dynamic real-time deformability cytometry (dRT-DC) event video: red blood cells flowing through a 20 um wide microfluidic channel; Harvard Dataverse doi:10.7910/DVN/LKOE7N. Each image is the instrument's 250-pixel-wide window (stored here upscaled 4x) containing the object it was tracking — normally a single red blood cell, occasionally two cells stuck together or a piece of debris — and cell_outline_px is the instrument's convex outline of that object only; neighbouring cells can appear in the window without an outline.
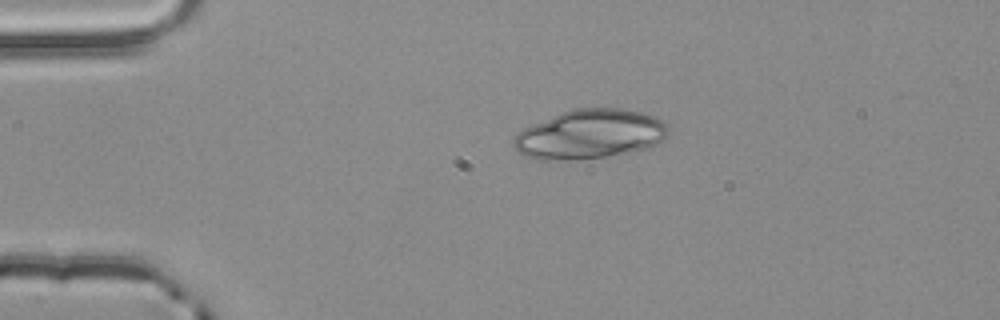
{"species": "common noctule bat (a hibernating species)", "species_latin": "Nyctalus noctula", "temperature_condition": "room temperature", "stored_images_in_passage": 2, "camera_frame_rate_fps": 3000, "um_per_image_px": 0.085, "animal": {"sex": "male", "body_mass_g": 20.4}, "frame": {"image": 1, "passage_image": 1, "time_ms": 0.0, "image_size_px": [1000, 320], "cell_outline_px": [[668, 132], [660, 140], [636, 152], [580, 160], [536, 160], [524, 156], [512, 144], [512, 140], [516, 132], [532, 124], [560, 112], [572, 108], [620, 108], [640, 112], [656, 116], [668, 124]], "centroid_in_image_um": [50.09, 11.41], "position_along_channel_um": 34.9, "area_um2": 44.8}}
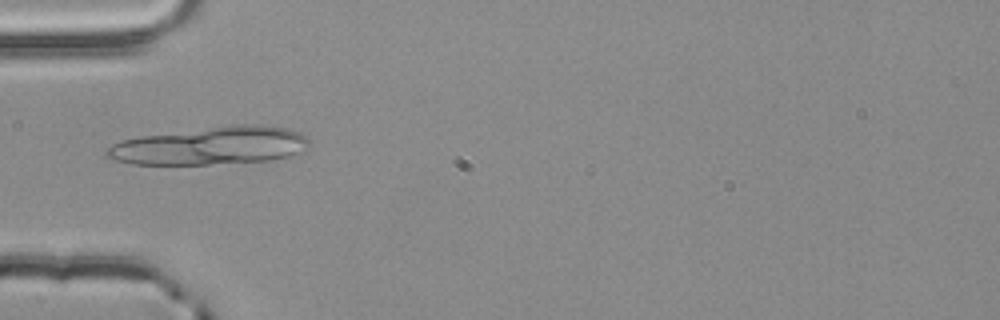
{"frame": {"image": 2, "passage_image": 2, "time_ms": 0.333, "image_size_px": [1000, 320], "cell_outline_px": [[308, 144], [296, 152], [288, 156], [272, 160], [208, 164], [132, 164], [116, 160], [104, 156], [108, 148], [112, 144], [120, 140], [140, 136], [236, 124], [260, 124], [288, 128], [300, 132], [308, 140]], "centroid_in_image_um": [17.86, 12.38], "position_along_channel_um": 67.1, "area_um2": 44.33}}